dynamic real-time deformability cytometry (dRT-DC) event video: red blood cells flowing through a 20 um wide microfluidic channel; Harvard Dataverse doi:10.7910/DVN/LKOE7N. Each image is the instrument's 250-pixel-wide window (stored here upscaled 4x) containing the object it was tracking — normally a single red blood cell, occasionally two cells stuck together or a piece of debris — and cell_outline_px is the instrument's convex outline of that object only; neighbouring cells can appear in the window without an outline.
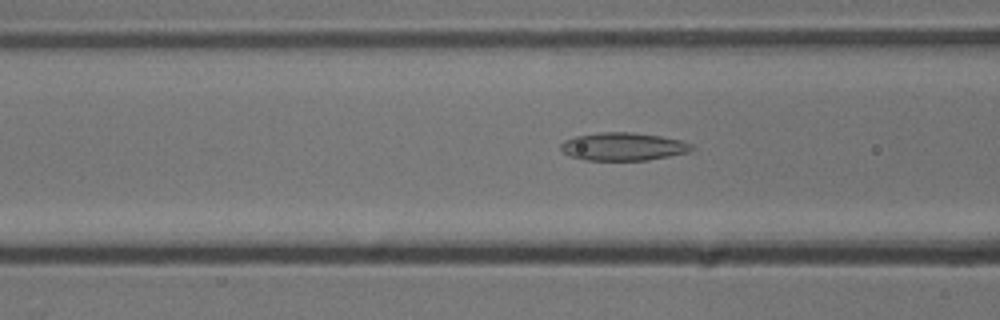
{"species": "common noctule bat (a hibernating species)", "species_latin": "Nyctalus noctula", "temperature_condition": "cold", "stored_images_in_passage": 51, "camera_frame_rate_fps": 3000, "um_per_image_px": 0.085, "animal": {"sex": "male", "body_mass_g": 13.3}, "frame": {"image": 1, "passage_image": 21, "time_ms": 6.667, "image_size_px": [1000, 320], "cell_outline_px": [[696, 148], [688, 152], [648, 160], [588, 160], [572, 156], [564, 152], [560, 148], [560, 144], [564, 140], [576, 136], [600, 132], [632, 132], [660, 136], [680, 140], [692, 144]], "centroid_in_image_um": [52.99, 12.45], "position_along_channel_um": 113.6, "area_um2": 21.21}}
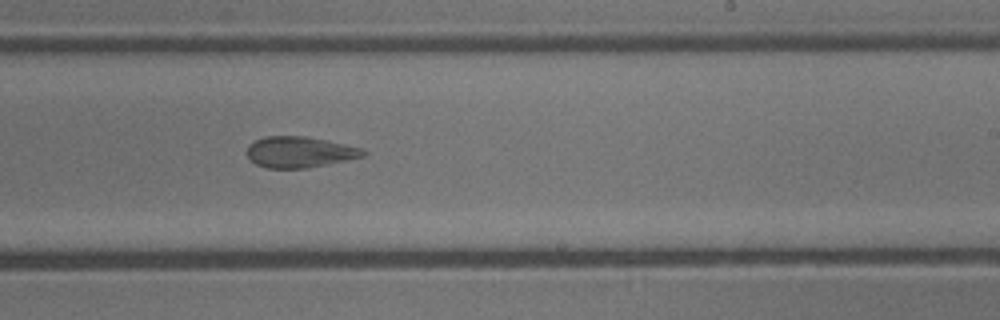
{"frame": {"image": 2, "passage_image": 33, "time_ms": 10.667, "image_size_px": [1000, 320], "cell_outline_px": [[368, 152], [364, 156], [308, 168], [268, 168], [256, 164], [248, 156], [248, 144], [264, 136], [308, 136], [360, 148]], "centroid_in_image_um": [25.45, 12.92], "position_along_channel_um": 263.5, "area_um2": 20.75}}
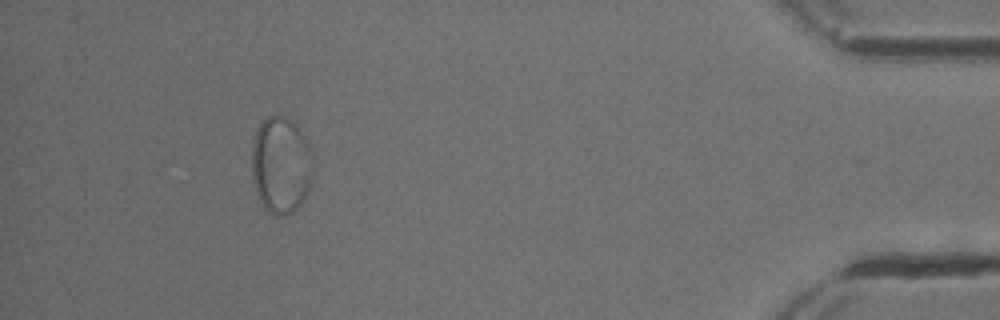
{"frame": {"image": 3, "passage_image": 50, "time_ms": 16.333, "image_size_px": [1000, 320], "cell_outline_px": [[308, 188], [300, 204], [292, 212], [284, 216], [276, 216], [268, 212], [264, 208], [256, 192], [252, 176], [252, 144], [256, 128], [268, 116], [284, 116], [296, 124], [304, 136], [308, 176]], "centroid_in_image_um": [23.76, 14.05], "position_along_channel_um": 411.4, "area_um2": 33.18}}